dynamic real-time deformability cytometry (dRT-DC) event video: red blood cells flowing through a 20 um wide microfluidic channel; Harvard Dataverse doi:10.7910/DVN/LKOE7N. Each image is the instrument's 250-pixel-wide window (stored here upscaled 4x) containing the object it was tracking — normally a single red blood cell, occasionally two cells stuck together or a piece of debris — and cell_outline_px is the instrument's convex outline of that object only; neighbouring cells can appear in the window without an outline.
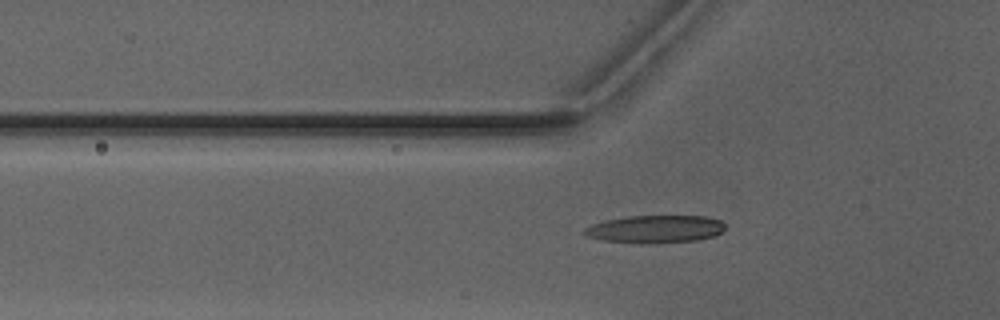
{"species": "Egyptian fruit bat (a non-hibernating species)", "species_latin": "Rousettus aegyptiacus", "temperature_condition": "warm", "stored_images_in_passage": 27, "camera_frame_rate_fps": 3000, "um_per_image_px": 0.085, "animal": {"sex": "male"}, "frame": {"image": 1, "passage_image": 12, "time_ms": 3.667, "image_size_px": [1000, 320], "cell_outline_px": [[724, 228], [716, 236], [696, 240], [652, 244], [640, 244], [600, 240], [588, 236], [580, 232], [584, 228], [592, 224], [604, 220], [628, 216], [704, 216], [720, 220], [724, 224]], "centroid_in_image_um": [55.64, 19.48], "position_along_channel_um": 70.2, "area_um2": 23.0}}
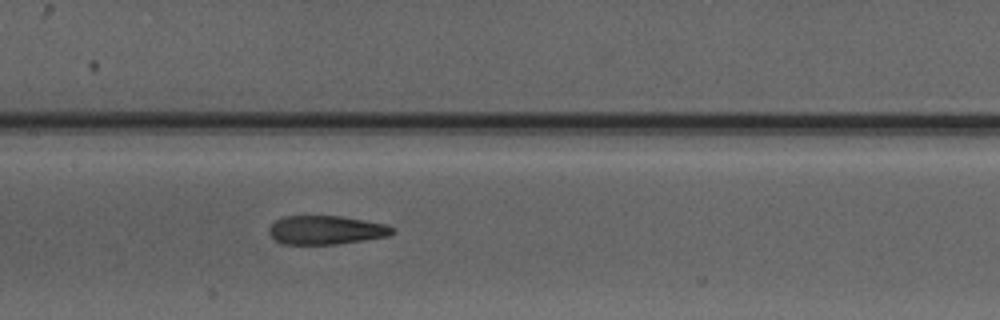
{"frame": {"image": 2, "passage_image": 20, "time_ms": 6.333, "image_size_px": [1000, 320], "cell_outline_px": [[396, 232], [388, 236], [336, 244], [284, 244], [276, 240], [268, 232], [268, 228], [276, 220], [284, 216], [340, 216], [388, 224], [396, 228]], "centroid_in_image_um": [27.75, 19.54], "position_along_channel_um": 179.7, "area_um2": 20.69}}
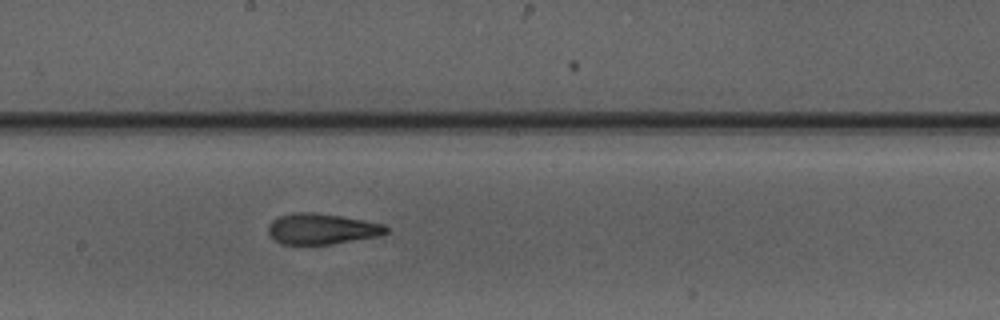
{"frame": {"image": 3, "passage_image": 23, "time_ms": 7.333, "image_size_px": [1000, 320], "cell_outline_px": [[388, 232], [380, 236], [332, 244], [280, 244], [268, 232], [268, 224], [272, 220], [280, 216], [296, 212], [312, 212], [340, 216], [364, 220], [384, 224], [388, 228]], "centroid_in_image_um": [27.37, 19.46], "position_along_channel_um": 220.8, "area_um2": 21.1}}